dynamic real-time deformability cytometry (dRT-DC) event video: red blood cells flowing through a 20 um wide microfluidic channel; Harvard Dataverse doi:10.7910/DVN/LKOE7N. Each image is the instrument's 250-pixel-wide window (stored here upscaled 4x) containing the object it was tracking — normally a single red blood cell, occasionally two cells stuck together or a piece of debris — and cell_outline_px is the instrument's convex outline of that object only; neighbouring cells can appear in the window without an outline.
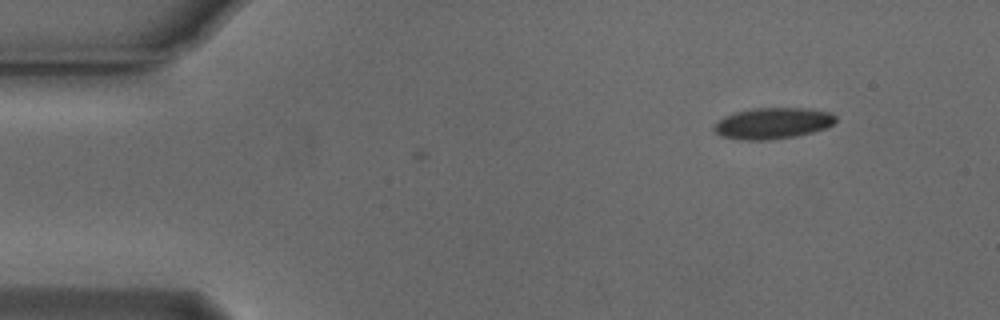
{"species": "Egyptian fruit bat (a non-hibernating species)", "species_latin": "Rousettus aegyptiacus", "temperature_condition": "cold", "stored_images_in_passage": 4, "camera_frame_rate_fps": 3000, "um_per_image_px": 0.085, "animal": {"sex": "male"}, "frame": {"image": 1, "passage_image": 1, "time_ms": 0.0, "image_size_px": [1000, 320], "cell_outline_px": [[836, 120], [832, 124], [824, 128], [812, 132], [796, 136], [768, 140], [740, 140], [720, 136], [712, 132], [712, 128], [724, 116], [736, 112], [752, 108], [808, 108], [832, 112], [836, 116]], "centroid_in_image_um": [65.66, 10.48], "position_along_channel_um": 19.3, "area_um2": 22.25}}